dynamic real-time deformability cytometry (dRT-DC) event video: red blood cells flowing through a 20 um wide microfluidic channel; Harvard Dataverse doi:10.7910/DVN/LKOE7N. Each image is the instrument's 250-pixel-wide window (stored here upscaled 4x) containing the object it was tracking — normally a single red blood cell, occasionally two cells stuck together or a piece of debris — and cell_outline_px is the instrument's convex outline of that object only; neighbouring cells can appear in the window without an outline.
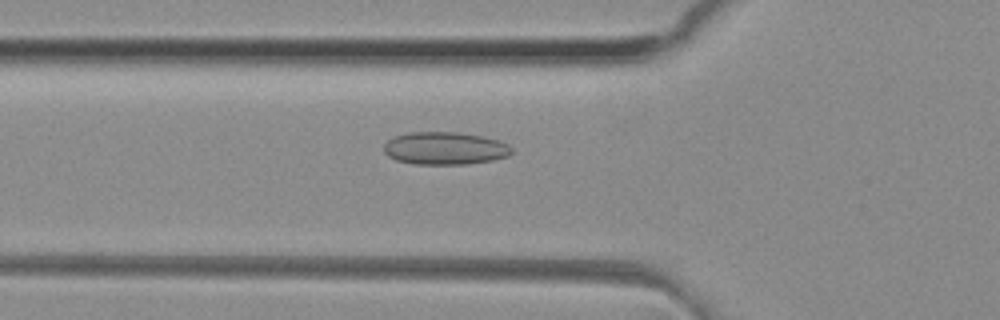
{"species": "common noctule bat (a hibernating species)", "species_latin": "Nyctalus noctula", "temperature_condition": "room temperature", "stored_images_in_passage": 39, "camera_frame_rate_fps": 3000, "um_per_image_px": 0.085, "animal": {"sex": "female", "body_mass_g": 29.2, "forearm_length_mm": 56.3}, "frame": {"image": 1, "passage_image": 7, "time_ms": 2.0, "image_size_px": [1000, 320], "cell_outline_px": [[512, 152], [508, 156], [492, 160], [464, 164], [412, 164], [396, 160], [388, 156], [384, 152], [384, 144], [388, 140], [396, 136], [408, 132], [456, 132], [480, 136], [500, 140], [508, 144], [512, 148]], "centroid_in_image_um": [37.81, 12.61], "position_along_channel_um": 88.0, "area_um2": 24.33}}
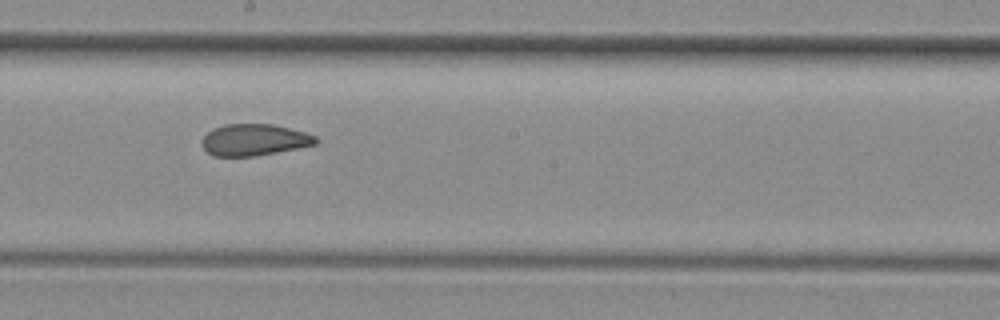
{"frame": {"image": 2, "passage_image": 17, "time_ms": 5.333, "image_size_px": [1000, 320], "cell_outline_px": [[320, 140], [316, 144], [276, 152], [252, 156], [212, 156], [204, 148], [204, 136], [212, 128], [224, 124], [272, 124], [304, 132], [316, 136]], "centroid_in_image_um": [21.62, 11.88], "position_along_channel_um": 226.6, "area_um2": 20.69}}
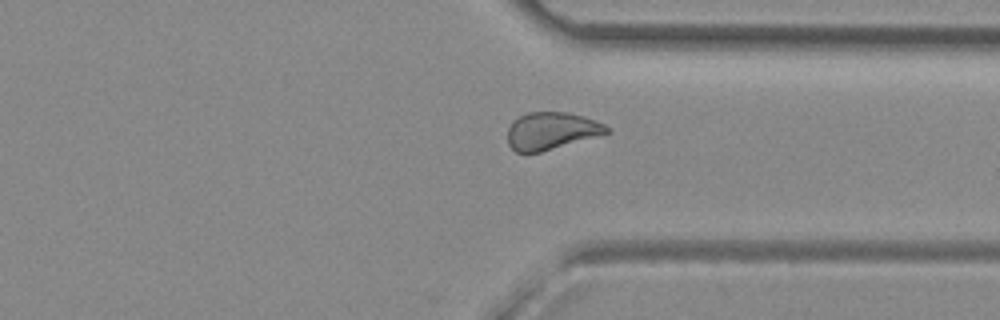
{"frame": {"image": 3, "passage_image": 27, "time_ms": 8.667, "image_size_px": [1000, 320], "cell_outline_px": [[612, 132], [604, 136], [540, 152], [516, 152], [508, 144], [508, 128], [512, 120], [528, 112], [568, 112], [584, 116], [604, 124]], "centroid_in_image_um": [46.92, 11.13], "position_along_channel_um": 364.5, "area_um2": 21.96}, "authors_computed_cell_mechanics": {"area_um2": 22.3686, "velocity_mm_per_s": 4.1422, "shape_relaxation_time_tau1_ms": null, "shape_relaxation_time_tau2_ms": 1.9982, "deformation_change_tau1": null, "deformation_change_tau2": 0.0801}}